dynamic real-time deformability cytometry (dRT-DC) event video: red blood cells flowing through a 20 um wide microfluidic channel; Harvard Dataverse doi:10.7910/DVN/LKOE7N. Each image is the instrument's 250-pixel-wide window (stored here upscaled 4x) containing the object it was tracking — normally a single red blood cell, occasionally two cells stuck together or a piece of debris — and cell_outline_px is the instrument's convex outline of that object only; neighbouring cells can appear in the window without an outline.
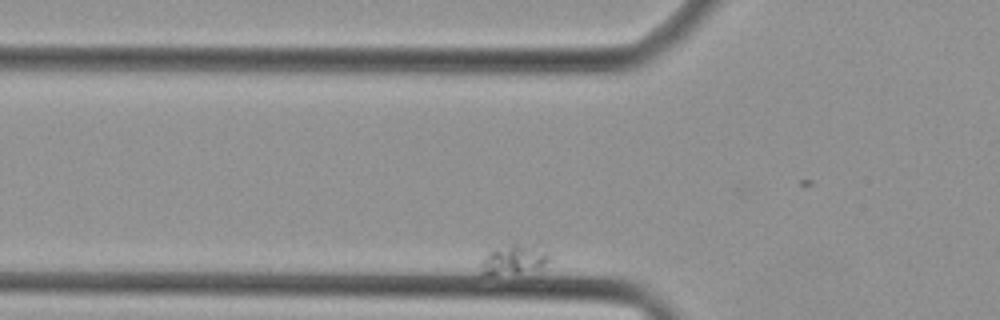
{"species": "Egyptian fruit bat (a non-hibernating species)", "species_latin": "Rousettus aegyptiacus", "temperature_condition": "cold", "stored_images_in_passage": 43, "segment_of_instrument_passage": [1, 2], "camera_frame_rate_fps": 3000, "um_per_image_px": 0.085, "animal": {"sex": "female"}, "frame": {"image": 1, "passage_image": 7, "time_ms": 2.0, "image_size_px": [1000, 320], "cell_outline_px": [[552, 260], [540, 272], [484, 276], [480, 272], [480, 264], [488, 252], [496, 248], [512, 244], [536, 244], [552, 256]], "centroid_in_image_um": [43.78, 22.11], "position_along_channel_um": 82.0, "area_um2": 12.83}}
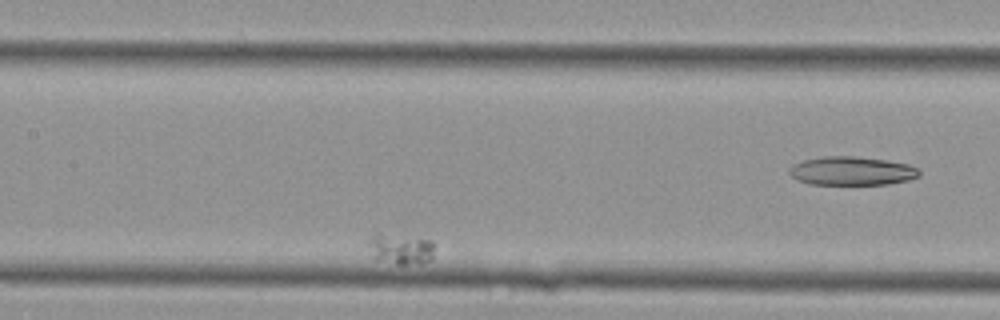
{"frame": {"image": 2, "passage_image": 18, "time_ms": 5.667, "image_size_px": [1000, 320], "cell_outline_px": [[436, 244], [432, 260], [420, 264], [396, 264], [372, 260], [368, 244], [368, 240], [376, 232], [380, 232], [432, 240]], "centroid_in_image_um": [34.05, 21.16], "position_along_channel_um": 173.4, "area_um2": 12.48}}
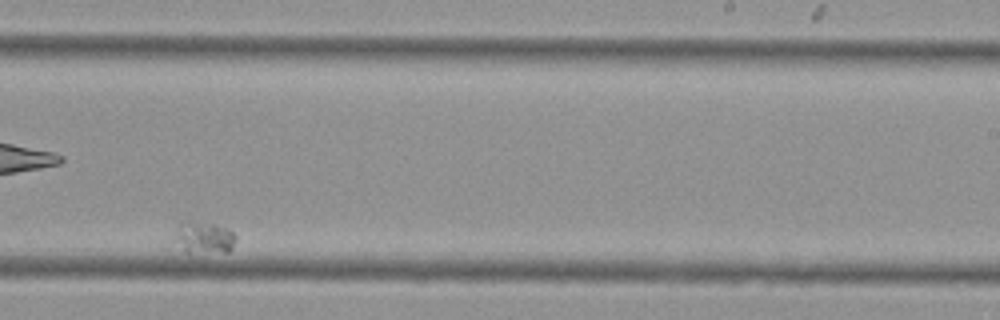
{"frame": {"image": 3, "passage_image": 28, "time_ms": 9.0, "image_size_px": [1000, 320], "cell_outline_px": [[236, 240], [232, 248], [228, 252], [188, 252], [172, 240], [176, 232], [184, 220], [192, 220], [216, 224], [228, 228], [236, 236]], "centroid_in_image_um": [17.35, 20.17], "position_along_channel_um": 271.6, "area_um2": 11.44}}